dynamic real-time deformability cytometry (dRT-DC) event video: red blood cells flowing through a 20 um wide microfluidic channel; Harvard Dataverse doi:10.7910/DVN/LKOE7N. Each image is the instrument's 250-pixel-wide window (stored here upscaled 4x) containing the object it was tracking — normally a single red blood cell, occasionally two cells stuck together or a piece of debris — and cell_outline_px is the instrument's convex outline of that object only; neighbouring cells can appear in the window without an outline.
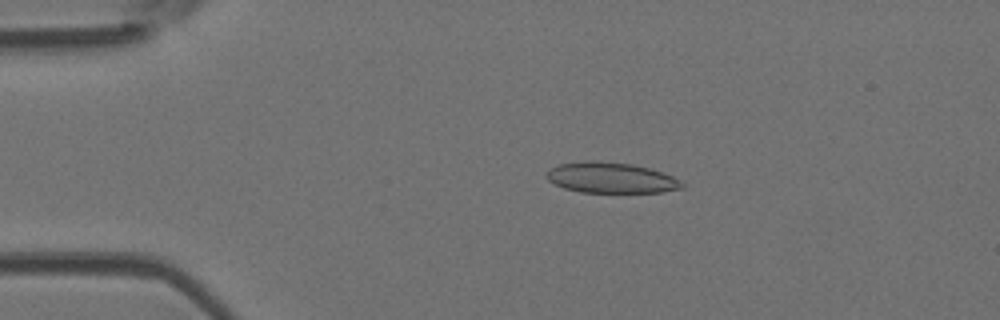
{"species": "Egyptian fruit bat (a non-hibernating species)", "species_latin": "Rousettus aegyptiacus", "temperature_condition": "room temperature", "stored_images_in_passage": 45, "camera_frame_rate_fps": 3000, "um_per_image_px": 0.085, "animal": {"sex": "female"}, "frame": {"image": 1, "passage_image": 5, "time_ms": 1.333, "image_size_px": [1000, 320], "cell_outline_px": [[684, 188], [660, 192], [580, 192], [564, 188], [548, 180], [544, 176], [552, 168], [560, 164], [588, 160], [596, 160], [632, 164], [648, 168], [672, 176], [680, 180], [684, 184]], "centroid_in_image_um": [51.93, 15.11], "position_along_channel_um": 33.1, "area_um2": 24.04}}
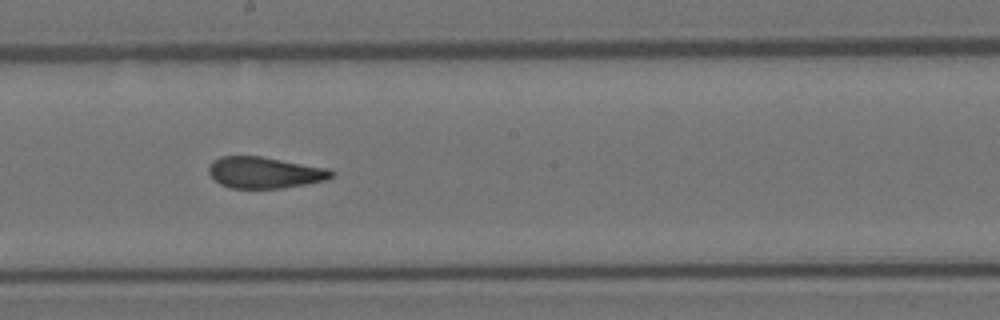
{"frame": {"image": 2, "passage_image": 23, "time_ms": 7.333, "image_size_px": [1000, 320], "cell_outline_px": [[336, 172], [332, 176], [324, 180], [304, 184], [280, 188], [232, 188], [220, 184], [208, 172], [208, 168], [220, 156], [260, 156], [328, 168]], "centroid_in_image_um": [22.51, 14.66], "position_along_channel_um": 225.7, "area_um2": 22.08}}
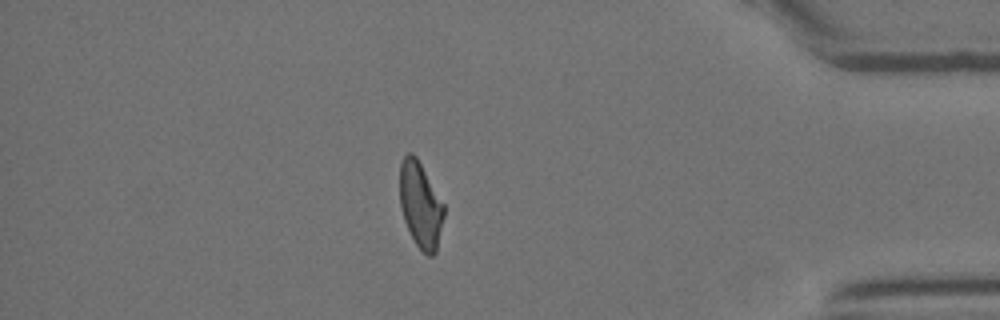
{"frame": {"image": 3, "passage_image": 39, "time_ms": 12.667, "image_size_px": [1000, 320], "cell_outline_px": [[444, 216], [436, 252], [432, 256], [428, 256], [416, 244], [404, 220], [400, 204], [400, 164], [404, 156], [408, 152], [412, 152], [416, 156], [444, 204]], "centroid_in_image_um": [35.74, 17.41], "position_along_channel_um": 399.5, "area_um2": 21.85}}